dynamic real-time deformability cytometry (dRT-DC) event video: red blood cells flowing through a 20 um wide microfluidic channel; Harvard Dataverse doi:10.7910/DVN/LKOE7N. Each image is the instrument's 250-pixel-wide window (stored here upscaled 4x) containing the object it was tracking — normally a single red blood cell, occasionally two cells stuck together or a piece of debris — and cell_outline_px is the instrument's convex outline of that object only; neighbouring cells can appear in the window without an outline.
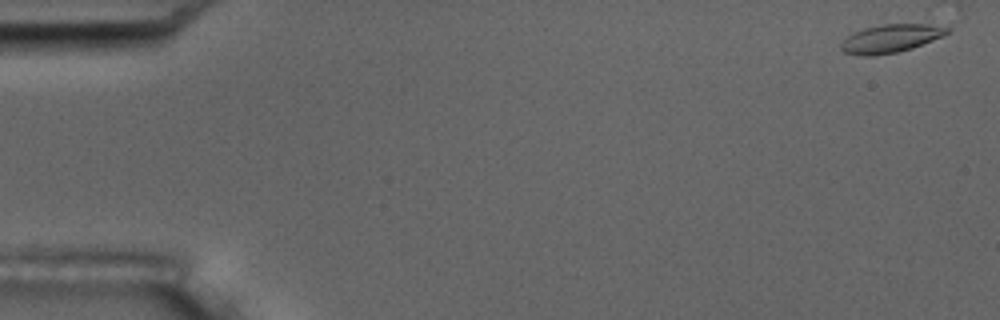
{"species": "common noctule bat (a hibernating species)", "species_latin": "Nyctalus noctula", "temperature_condition": "room temperature", "stored_images_in_passage": 3, "camera_frame_rate_fps": 3000, "um_per_image_px": 0.085, "animal": {"sex": "male", "body_mass_g": 17.5, "forearm_length_mm": 52.3}, "frame": {"image": 1, "passage_image": 1, "time_ms": 0.0, "image_size_px": [1000, 320], "cell_outline_px": [[952, 28], [944, 36], [912, 48], [896, 52], [876, 56], [864, 56], [844, 52], [840, 48], [840, 44], [848, 36], [864, 28], [880, 24], [928, 24]], "centroid_in_image_um": [75.73, 3.27], "position_along_channel_um": 9.3, "area_um2": 17.4}}